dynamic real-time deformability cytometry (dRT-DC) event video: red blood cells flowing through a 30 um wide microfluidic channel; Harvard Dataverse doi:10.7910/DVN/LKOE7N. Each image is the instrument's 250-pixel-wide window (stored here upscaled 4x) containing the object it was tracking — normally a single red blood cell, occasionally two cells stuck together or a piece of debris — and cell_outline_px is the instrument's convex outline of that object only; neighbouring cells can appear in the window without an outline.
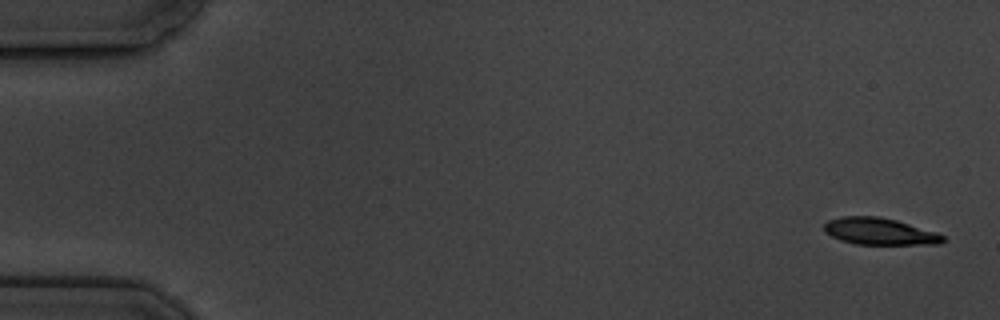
{"species": "common noctule bat (a hibernating species)", "species_latin": "Nyctalus noctula", "temperature_condition": "cold", "stored_images_in_passage": 6, "camera_frame_rate_fps": 3000, "um_per_image_px": 0.085, "animal": {"sex": "male", "body_mass_g": 19.5, "forearm_length_mm": 54.6}, "frame": {"image": 1, "passage_image": 1, "time_ms": 0.0, "image_size_px": [1000, 320], "cell_outline_px": [[944, 240], [940, 244], [856, 244], [840, 240], [824, 232], [824, 224], [828, 220], [840, 216], [880, 216], [896, 220], [936, 232], [944, 236]], "centroid_in_image_um": [74.73, 19.66], "position_along_channel_um": 10.3, "area_um2": 18.55}}
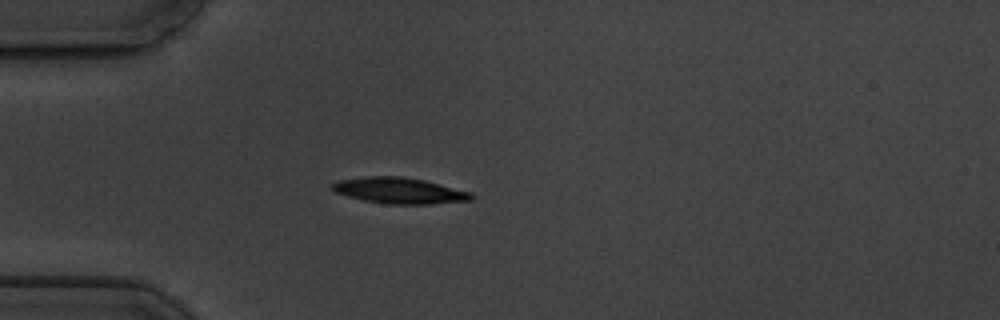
{"frame": {"image": 2, "passage_image": 5, "time_ms": 4.667, "image_size_px": [1000, 320], "cell_outline_px": [[476, 196], [472, 200], [432, 204], [388, 204], [364, 200], [348, 196], [336, 192], [332, 188], [332, 184], [340, 180], [364, 176], [400, 176], [424, 180], [472, 192]], "centroid_in_image_um": [34.0, 16.2], "position_along_channel_um": 51.0, "area_um2": 21.04}}